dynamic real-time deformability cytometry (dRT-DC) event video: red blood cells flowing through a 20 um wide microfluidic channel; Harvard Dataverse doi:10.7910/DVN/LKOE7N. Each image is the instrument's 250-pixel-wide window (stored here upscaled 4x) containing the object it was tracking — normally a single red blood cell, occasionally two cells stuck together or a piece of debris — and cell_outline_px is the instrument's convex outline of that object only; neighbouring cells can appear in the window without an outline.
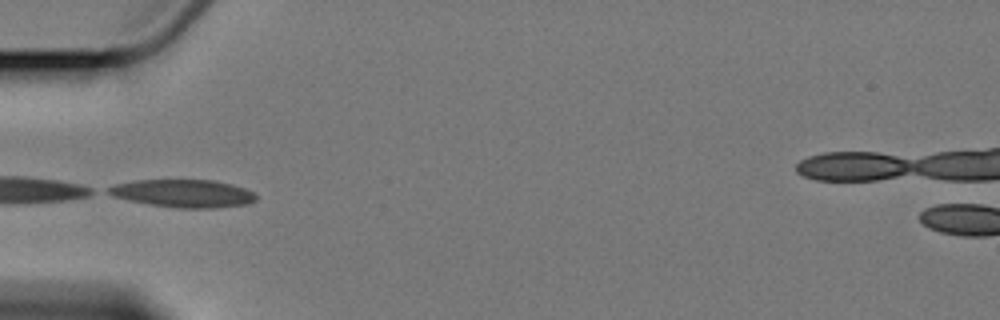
{"species": "Egyptian fruit bat (a non-hibernating species)", "species_latin": "Rousettus aegyptiacus", "temperature_condition": "cold", "stored_images_in_passage": 6, "camera_frame_rate_fps": 3000, "um_per_image_px": 0.085, "animal": {"sex": "female"}, "frame": {"image": 1, "passage_image": 6, "time_ms": 6.333, "image_size_px": [1000, 320], "cell_outline_px": [[256, 200], [248, 204], [216, 208], [176, 208], [148, 204], [128, 200], [112, 196], [104, 192], [104, 188], [112, 184], [136, 180], [212, 180], [232, 184], [244, 188], [252, 192], [256, 196]], "centroid_in_image_um": [15.5, 16.44], "position_along_channel_um": 69.5, "area_um2": 24.22}}